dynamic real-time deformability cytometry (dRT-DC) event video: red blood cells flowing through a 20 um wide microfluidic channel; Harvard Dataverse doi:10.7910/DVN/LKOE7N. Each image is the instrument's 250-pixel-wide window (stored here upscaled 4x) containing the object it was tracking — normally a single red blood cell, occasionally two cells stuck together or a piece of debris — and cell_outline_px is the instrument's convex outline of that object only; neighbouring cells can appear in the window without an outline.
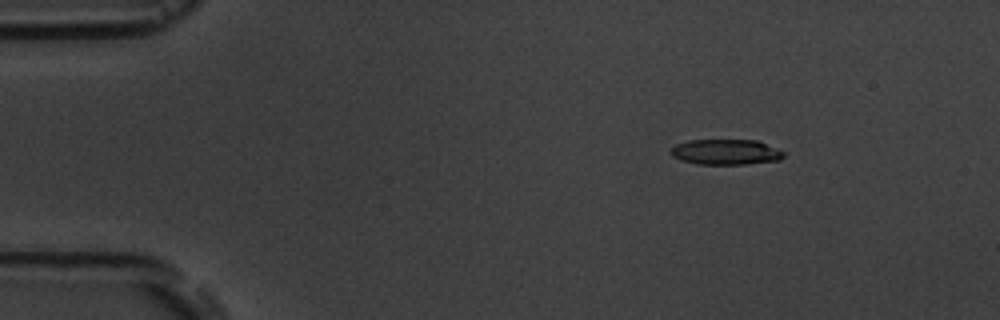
{"species": "common noctule bat (a hibernating species)", "species_latin": "Nyctalus noctula", "temperature_condition": "room temperature", "stored_images_in_passage": 4, "camera_frame_rate_fps": 3000, "um_per_image_px": 0.085, "animal": {"sex": "male", "body_mass_g": 19.5, "forearm_length_mm": 54.6}, "frame": {"image": 1, "passage_image": 2, "time_ms": 1.0, "image_size_px": [1000, 320], "cell_outline_px": [[784, 156], [780, 160], [744, 164], [696, 164], [680, 160], [672, 156], [672, 148], [676, 144], [688, 140], [756, 140], [784, 152]], "centroid_in_image_um": [61.67, 12.92], "position_along_channel_um": 23.3, "area_um2": 16.59}}